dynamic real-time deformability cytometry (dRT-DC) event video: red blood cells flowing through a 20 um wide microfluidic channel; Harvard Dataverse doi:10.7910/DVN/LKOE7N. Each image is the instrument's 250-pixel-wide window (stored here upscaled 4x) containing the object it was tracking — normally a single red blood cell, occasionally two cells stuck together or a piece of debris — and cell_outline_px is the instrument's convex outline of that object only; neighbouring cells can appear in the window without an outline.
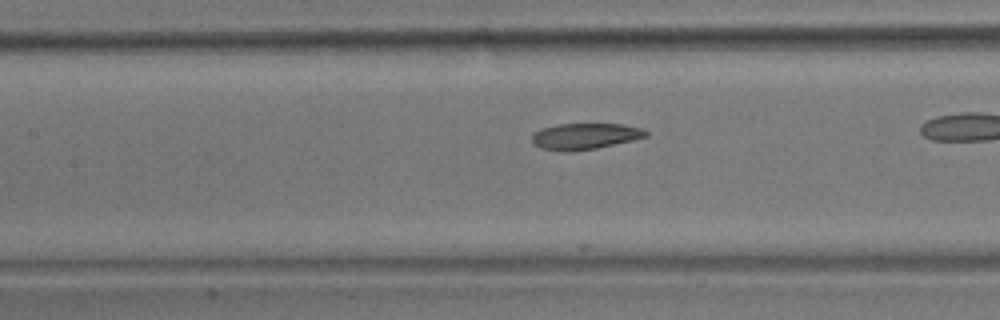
{"species": "common noctule bat (a hibernating species)", "species_latin": "Nyctalus noctula", "temperature_condition": "room temperature", "stored_images_in_passage": 23, "camera_frame_rate_fps": 3000, "um_per_image_px": 0.085, "animal": {"sex": "male", "body_mass_g": 17.9}, "frame": {"image": 1, "passage_image": 19, "time_ms": 6.0, "image_size_px": [1000, 320], "cell_outline_px": [[648, 136], [632, 140], [596, 148], [568, 152], [564, 152], [540, 148], [532, 144], [532, 132], [540, 128], [556, 124], [624, 124], [644, 128], [648, 132]], "centroid_in_image_um": [49.68, 11.57], "position_along_channel_um": 157.7, "area_um2": 17.63}}